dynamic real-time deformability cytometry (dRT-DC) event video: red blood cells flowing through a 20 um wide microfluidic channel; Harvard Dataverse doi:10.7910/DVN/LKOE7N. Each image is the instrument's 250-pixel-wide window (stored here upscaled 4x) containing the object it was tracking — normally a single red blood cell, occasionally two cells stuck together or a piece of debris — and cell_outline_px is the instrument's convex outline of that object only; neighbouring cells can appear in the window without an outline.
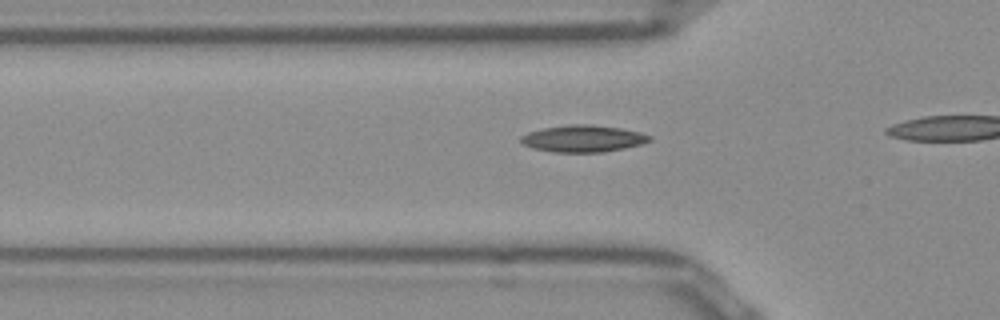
{"species": "Egyptian fruit bat (a non-hibernating species)", "species_latin": "Rousettus aegyptiacus", "temperature_condition": "room temperature", "stored_images_in_passage": 17, "camera_frame_rate_fps": 3000, "um_per_image_px": 0.085, "frame": {"image": 1, "passage_image": 12, "time_ms": 3.667, "image_size_px": [1000, 320], "cell_outline_px": [[652, 140], [640, 144], [624, 148], [604, 152], [556, 152], [532, 148], [524, 144], [520, 140], [520, 136], [528, 132], [544, 128], [568, 124], [592, 124], [620, 128], [640, 132], [652, 136]], "centroid_in_image_um": [49.57, 11.77], "position_along_channel_um": 76.2, "area_um2": 20.11}}
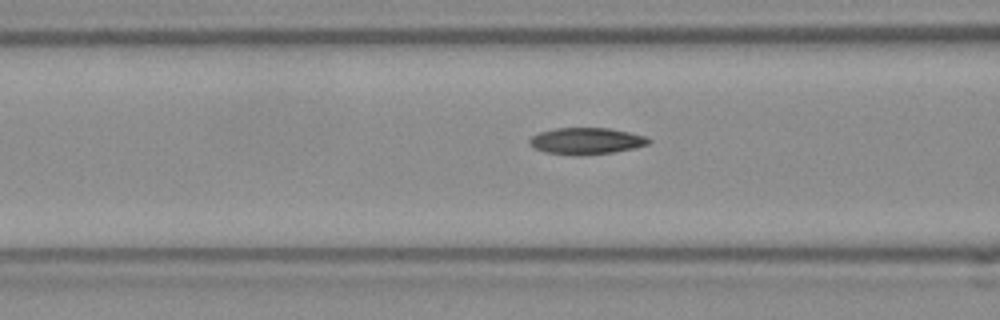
{"frame": {"image": 2, "passage_image": 15, "time_ms": 4.667, "image_size_px": [1000, 320], "cell_outline_px": [[652, 140], [648, 144], [632, 148], [612, 152], [548, 152], [536, 148], [528, 140], [532, 136], [540, 132], [556, 128], [608, 128], [628, 132], [644, 136]], "centroid_in_image_um": [49.87, 11.92], "position_along_channel_um": 116.7, "area_um2": 17.17}}